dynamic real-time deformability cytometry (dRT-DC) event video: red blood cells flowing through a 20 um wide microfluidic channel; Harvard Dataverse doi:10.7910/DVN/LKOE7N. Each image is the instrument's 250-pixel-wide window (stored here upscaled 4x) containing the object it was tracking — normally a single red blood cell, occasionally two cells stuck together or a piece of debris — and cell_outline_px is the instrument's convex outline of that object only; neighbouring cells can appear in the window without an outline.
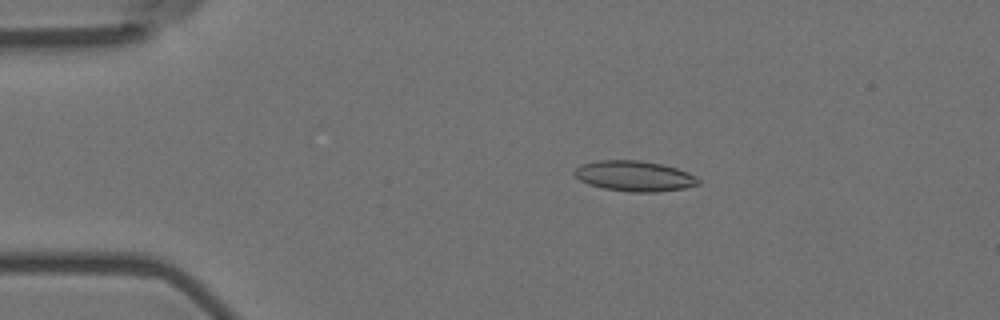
{"species": "Egyptian fruit bat (a non-hibernating species)", "species_latin": "Rousettus aegyptiacus", "temperature_condition": "room temperature", "stored_images_in_passage": 4, "camera_frame_rate_fps": 3000, "um_per_image_px": 0.085, "animal": {"sex": "female"}, "frame": {"image": 1, "passage_image": 3, "time_ms": 0.667, "image_size_px": [1000, 320], "cell_outline_px": [[700, 184], [684, 188], [656, 192], [628, 192], [604, 188], [588, 184], [580, 180], [572, 172], [576, 168], [584, 164], [596, 160], [640, 160], [660, 164], [676, 168], [688, 172], [696, 176], [700, 180]], "centroid_in_image_um": [53.93, 14.96], "position_along_channel_um": 31.1, "area_um2": 21.96}}